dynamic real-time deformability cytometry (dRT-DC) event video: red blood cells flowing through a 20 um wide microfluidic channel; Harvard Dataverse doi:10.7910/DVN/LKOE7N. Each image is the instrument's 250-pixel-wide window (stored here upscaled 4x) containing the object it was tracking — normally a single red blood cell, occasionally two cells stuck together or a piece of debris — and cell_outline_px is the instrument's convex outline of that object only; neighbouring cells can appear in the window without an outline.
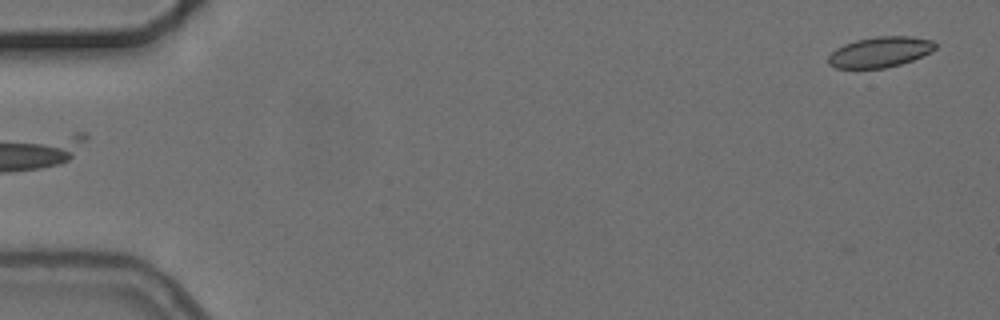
{"species": "common noctule bat (a hibernating species)", "species_latin": "Nyctalus noctula", "temperature_condition": "cold", "stored_images_in_passage": 5, "segment_of_instrument_passage": [2, 2], "camera_frame_rate_fps": 3000, "um_per_image_px": 0.085, "animal": {"sex": "female", "body_mass_g": 24.6, "forearm_length_mm": 56.2}, "frame": {"image": 1, "passage_image": 5, "time_ms": 5.0, "image_size_px": [1000, 320], "cell_outline_px": [[936, 48], [932, 52], [912, 60], [900, 64], [884, 68], [836, 68], [828, 64], [828, 56], [836, 48], [844, 44], [856, 40], [876, 36], [912, 36], [932, 40], [936, 44]], "centroid_in_image_um": [74.81, 4.41], "position_along_channel_um": 10.2, "area_um2": 19.07}}